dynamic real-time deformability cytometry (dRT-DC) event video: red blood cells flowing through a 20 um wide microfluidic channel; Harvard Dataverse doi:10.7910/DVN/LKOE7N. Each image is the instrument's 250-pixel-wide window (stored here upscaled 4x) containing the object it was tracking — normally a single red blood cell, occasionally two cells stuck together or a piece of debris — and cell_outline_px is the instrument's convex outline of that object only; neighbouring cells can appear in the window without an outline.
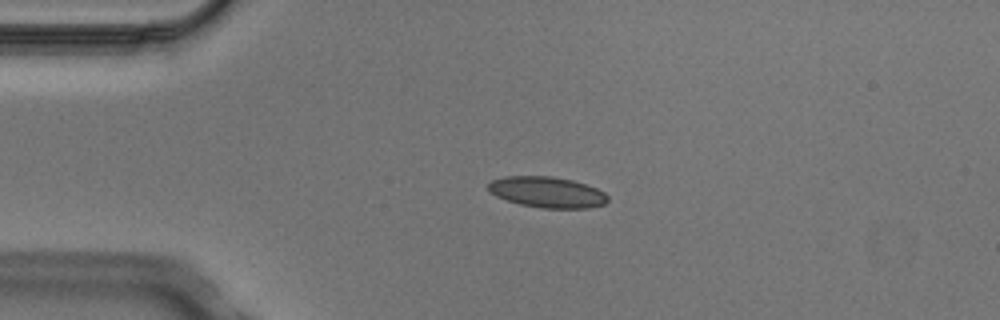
{"species": "Egyptian fruit bat (a non-hibernating species)", "species_latin": "Rousettus aegyptiacus", "temperature_condition": "cold", "stored_images_in_passage": 3, "camera_frame_rate_fps": 3000, "um_per_image_px": 0.085, "animal": {"sex": "male"}, "frame": {"image": 1, "passage_image": 2, "time_ms": 0.333, "image_size_px": [1000, 320], "cell_outline_px": [[608, 200], [604, 204], [588, 208], [540, 208], [520, 204], [496, 196], [488, 188], [488, 184], [492, 180], [504, 176], [552, 176], [572, 180], [596, 188], [604, 192], [608, 196]], "centroid_in_image_um": [46.52, 16.33], "position_along_channel_um": 38.5, "area_um2": 21.39}}